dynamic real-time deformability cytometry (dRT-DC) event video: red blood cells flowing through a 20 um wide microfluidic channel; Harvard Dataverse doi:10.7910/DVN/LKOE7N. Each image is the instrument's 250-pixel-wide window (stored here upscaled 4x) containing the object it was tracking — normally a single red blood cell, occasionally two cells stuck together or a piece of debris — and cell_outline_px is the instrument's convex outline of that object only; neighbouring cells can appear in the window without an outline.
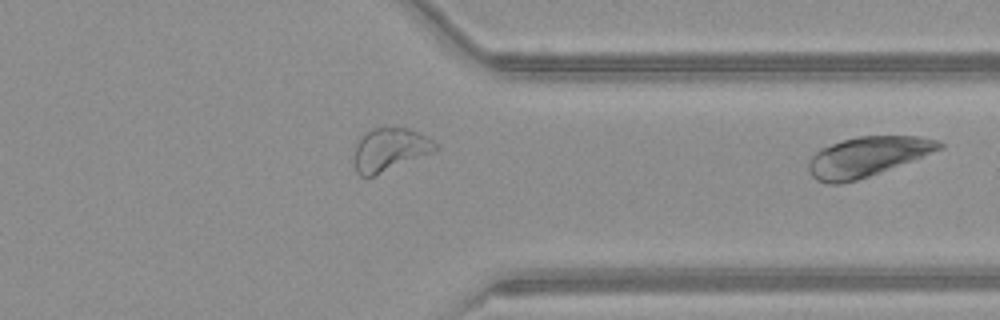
{"species": "common noctule bat (a hibernating species)", "species_latin": "Nyctalus noctula", "temperature_condition": "warm", "stored_images_in_passage": 34, "camera_frame_rate_fps": 3000, "um_per_image_px": 0.085, "animal": {"sex": "female", "body_mass_g": 21.9}, "frame": {"image": 1, "passage_image": 34, "time_ms": 11.0, "image_size_px": [1000, 320], "cell_outline_px": [[944, 144], [940, 148], [920, 156], [868, 176], [856, 180], [840, 184], [828, 184], [816, 180], [812, 176], [808, 168], [808, 160], [816, 152], [832, 144], [856, 136], [916, 136], [936, 140]], "centroid_in_image_um": [73.63, 13.32], "position_along_channel_um": 337.8, "area_um2": 29.36}}